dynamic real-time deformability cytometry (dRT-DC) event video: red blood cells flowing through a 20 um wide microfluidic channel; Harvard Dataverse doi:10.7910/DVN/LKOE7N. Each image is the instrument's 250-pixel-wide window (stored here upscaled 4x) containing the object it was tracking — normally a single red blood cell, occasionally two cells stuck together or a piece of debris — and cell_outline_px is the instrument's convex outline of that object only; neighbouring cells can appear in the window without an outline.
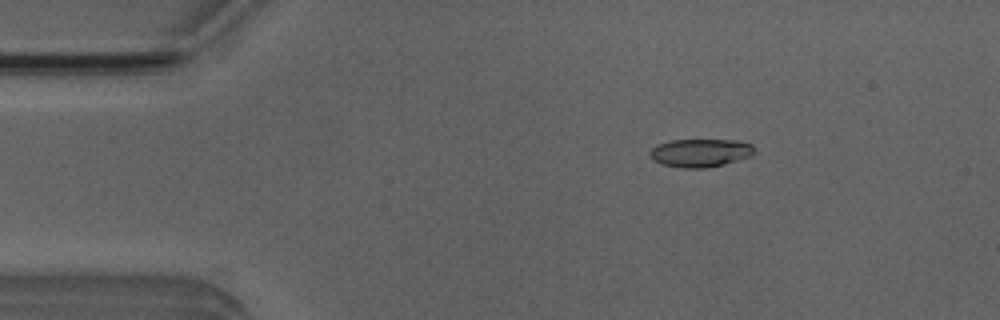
{"species": "Egyptian fruit bat (a non-hibernating species)", "species_latin": "Rousettus aegyptiacus", "temperature_condition": "room temperature", "stored_images_in_passage": 7, "camera_frame_rate_fps": 3000, "um_per_image_px": 0.085, "animal": {"sex": "male"}, "frame": {"image": 1, "passage_image": 3, "time_ms": 2.0, "image_size_px": [1000, 320], "cell_outline_px": [[756, 152], [752, 156], [724, 164], [704, 168], [680, 168], [660, 164], [652, 160], [648, 152], [656, 144], [668, 140], [736, 140], [752, 144], [756, 148]], "centroid_in_image_um": [59.52, 12.99], "position_along_channel_um": 25.5, "area_um2": 17.51}}